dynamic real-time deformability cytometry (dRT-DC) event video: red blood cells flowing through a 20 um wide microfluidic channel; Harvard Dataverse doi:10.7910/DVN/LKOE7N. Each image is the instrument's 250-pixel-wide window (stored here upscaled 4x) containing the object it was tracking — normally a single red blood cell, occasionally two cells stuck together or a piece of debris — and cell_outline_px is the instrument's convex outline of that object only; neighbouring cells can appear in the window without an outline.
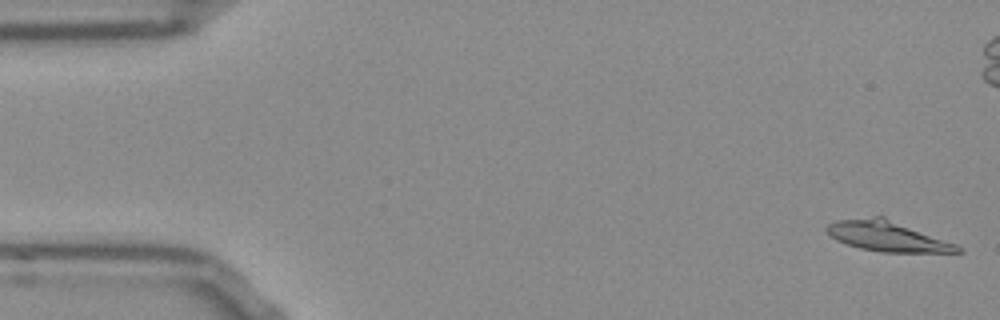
{"species": "Egyptian fruit bat (a non-hibernating species)", "species_latin": "Rousettus aegyptiacus", "temperature_condition": "room temperature", "stored_images_in_passage": 53, "camera_frame_rate_fps": 3000, "um_per_image_px": 0.085, "frame": {"image": 1, "passage_image": 1, "time_ms": 0.0, "image_size_px": [1000, 320], "cell_outline_px": [[964, 252], [880, 252], [860, 248], [836, 240], [828, 236], [824, 228], [828, 224], [836, 220], [872, 216], [884, 216], [956, 244]], "centroid_in_image_um": [75.36, 20.06], "position_along_channel_um": 9.6, "area_um2": 23.06}}
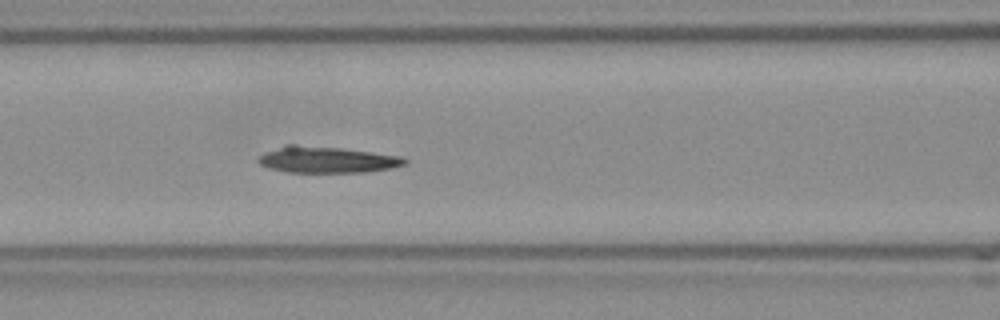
{"frame": {"image": 2, "passage_image": 21, "time_ms": 6.667, "image_size_px": [1000, 320], "cell_outline_px": [[408, 164], [392, 168], [368, 172], [288, 172], [268, 168], [260, 164], [256, 160], [264, 152], [284, 144], [296, 144], [340, 148], [400, 156], [408, 160]], "centroid_in_image_um": [27.76, 13.57], "position_along_channel_um": 138.8, "area_um2": 22.6}}
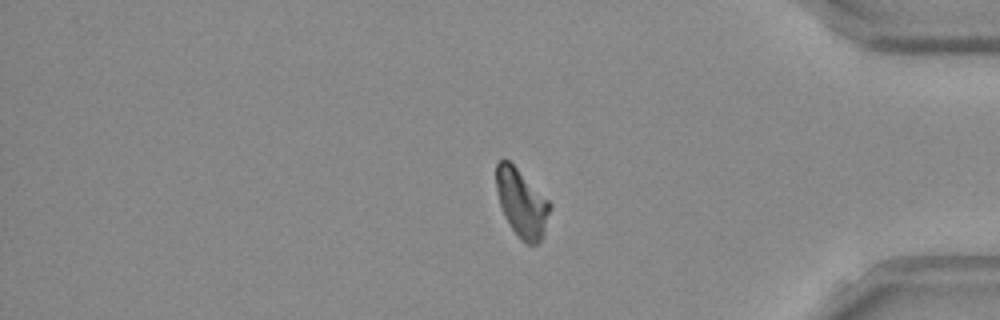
{"frame": {"image": 3, "passage_image": 43, "time_ms": 14.0, "image_size_px": [1000, 320], "cell_outline_px": [[552, 204], [544, 232], [540, 240], [536, 244], [524, 244], [520, 240], [504, 216], [496, 192], [496, 164], [500, 160], [508, 160]], "centroid_in_image_um": [44.33, 17.29], "position_along_channel_um": 390.9, "area_um2": 20.92}, "authors_computed_cell_mechanics": {"area_um2": 22.831, "velocity_mm_per_s": 3.8162, "shape_relaxation_time_tau1_ms": null, "shape_relaxation_time_tau2_ms": 2.5656, "deformation_change_tau1": null, "deformation_change_tau2": 0.0933}}